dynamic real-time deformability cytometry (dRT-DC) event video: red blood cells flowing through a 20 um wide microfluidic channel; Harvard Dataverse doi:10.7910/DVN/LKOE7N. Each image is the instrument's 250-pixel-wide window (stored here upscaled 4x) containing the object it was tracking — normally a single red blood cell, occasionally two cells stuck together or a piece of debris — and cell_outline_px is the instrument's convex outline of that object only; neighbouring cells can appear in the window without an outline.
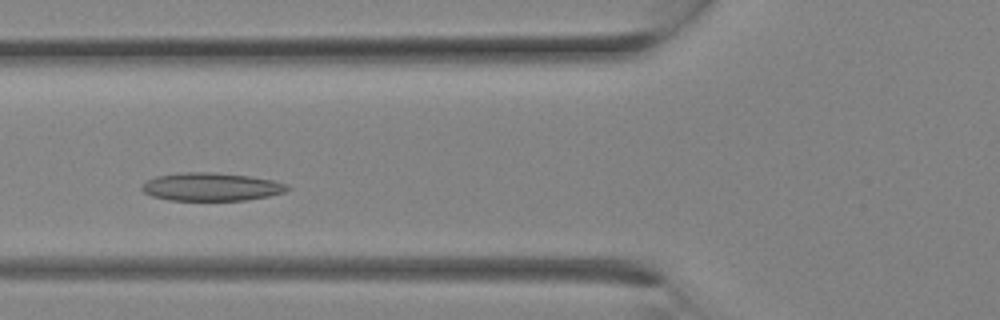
{"species": "Egyptian fruit bat (a non-hibernating species)", "species_latin": "Rousettus aegyptiacus", "temperature_condition": "room temperature", "stored_images_in_passage": 9, "camera_frame_rate_fps": 3000, "um_per_image_px": 0.085, "animal": {"sex": "female"}, "frame": {"image": 1, "passage_image": 6, "time_ms": 1.667, "image_size_px": [1000, 320], "cell_outline_px": [[292, 188], [284, 192], [268, 196], [244, 200], [168, 200], [152, 196], [144, 192], [140, 188], [148, 180], [156, 176], [176, 172], [216, 172], [248, 176], [272, 180], [288, 184]], "centroid_in_image_um": [17.95, 15.87], "position_along_channel_um": 107.8, "area_um2": 23.87}}
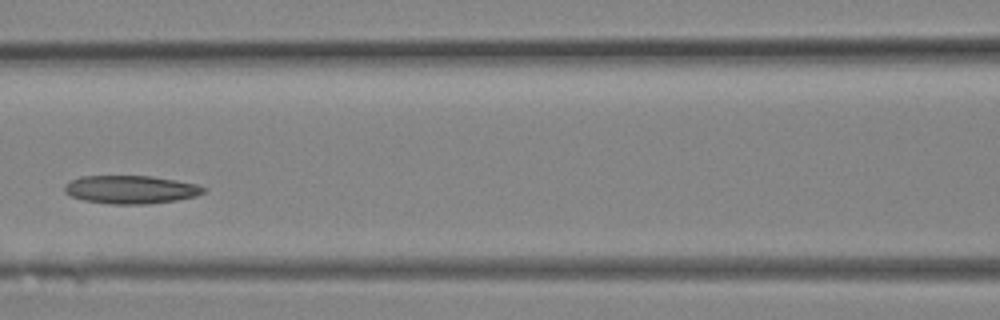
{"frame": {"image": 2, "passage_image": 8, "time_ms": 2.333, "image_size_px": [1000, 320], "cell_outline_px": [[208, 188], [204, 192], [196, 196], [176, 200], [148, 204], [108, 204], [84, 200], [72, 196], [64, 192], [64, 184], [80, 176], [152, 176], [176, 180], [196, 184]], "centroid_in_image_um": [11.12, 16.11], "position_along_channel_um": 155.5, "area_um2": 22.89}}